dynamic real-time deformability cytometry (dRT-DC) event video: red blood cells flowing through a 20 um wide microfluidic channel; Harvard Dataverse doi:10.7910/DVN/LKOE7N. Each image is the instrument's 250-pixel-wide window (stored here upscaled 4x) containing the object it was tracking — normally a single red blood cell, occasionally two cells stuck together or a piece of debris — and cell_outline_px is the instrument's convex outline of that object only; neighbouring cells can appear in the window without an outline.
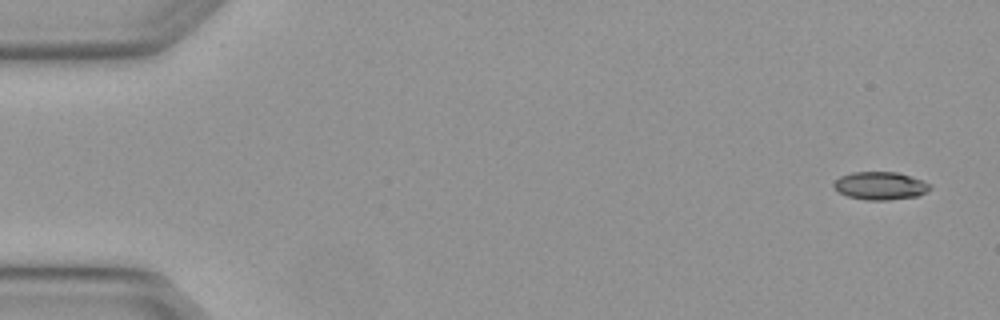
{"species": "Egyptian fruit bat (a non-hibernating species)", "species_latin": "Rousettus aegyptiacus", "temperature_condition": "warm", "stored_images_in_passage": 4, "camera_frame_rate_fps": 3000, "um_per_image_px": 0.085, "animal": {"sex": "female"}, "frame": {"image": 1, "passage_image": 1, "time_ms": 0.0, "image_size_px": [1000, 320], "cell_outline_px": [[932, 188], [928, 192], [916, 196], [888, 200], [864, 200], [848, 196], [840, 192], [832, 184], [840, 176], [852, 172], [896, 172], [924, 180], [932, 184]], "centroid_in_image_um": [74.87, 15.79], "position_along_channel_um": 10.1, "area_um2": 15.72}}
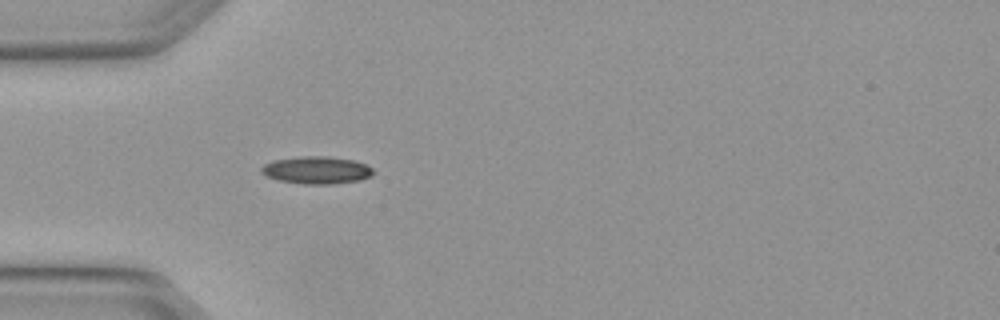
{"frame": {"image": 2, "passage_image": 4, "time_ms": 1.0, "image_size_px": [1000, 320], "cell_outline_px": [[372, 176], [360, 180], [332, 184], [304, 184], [276, 180], [264, 176], [260, 172], [260, 168], [264, 164], [272, 160], [300, 156], [328, 156], [352, 160], [364, 164], [372, 168]], "centroid_in_image_um": [26.84, 14.46], "position_along_channel_um": 58.2, "area_um2": 18.03}}